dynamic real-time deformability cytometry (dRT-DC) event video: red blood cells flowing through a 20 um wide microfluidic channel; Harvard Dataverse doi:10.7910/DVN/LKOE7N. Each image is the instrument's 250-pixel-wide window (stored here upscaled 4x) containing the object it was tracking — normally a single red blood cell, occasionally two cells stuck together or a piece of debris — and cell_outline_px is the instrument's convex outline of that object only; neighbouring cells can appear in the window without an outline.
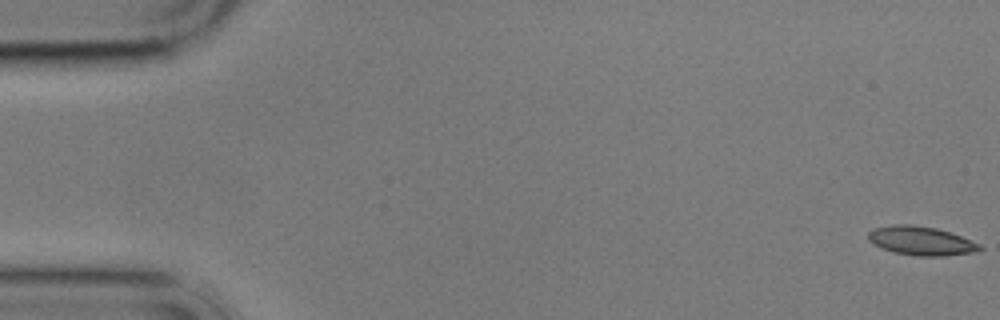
{"species": "common noctule bat (a hibernating species)", "species_latin": "Nyctalus noctula", "temperature_condition": "cold", "stored_images_in_passage": 8, "camera_frame_rate_fps": 3000, "um_per_image_px": 0.085, "animal": {"sex": "male", "body_mass_g": 17.9}, "frame": {"image": 1, "passage_image": 1, "time_ms": 0.0, "image_size_px": [1000, 320], "cell_outline_px": [[984, 248], [972, 252], [944, 256], [916, 256], [892, 252], [880, 248], [872, 244], [868, 240], [868, 232], [872, 228], [892, 224], [912, 224], [936, 228], [960, 236], [980, 244]], "centroid_in_image_um": [78.21, 20.47], "position_along_channel_um": 6.8, "area_um2": 18.9}}
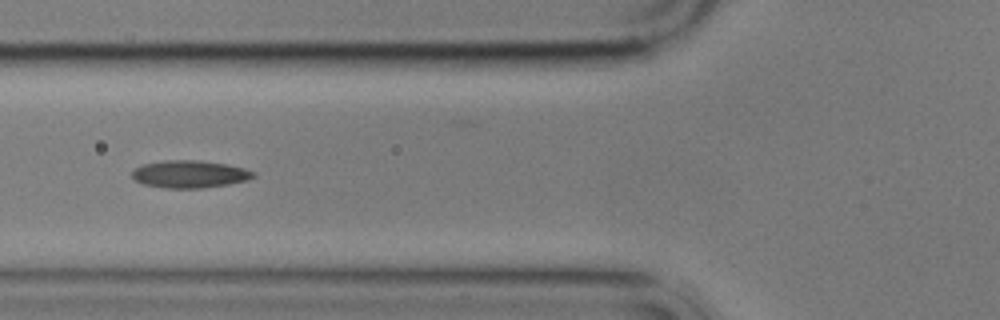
{"frame": {"image": 2, "passage_image": 7, "time_ms": 7.0, "image_size_px": [1000, 320], "cell_outline_px": [[256, 176], [248, 180], [228, 184], [200, 188], [164, 188], [144, 184], [136, 180], [132, 176], [132, 172], [136, 168], [144, 164], [164, 160], [200, 160], [228, 164], [244, 168], [256, 172]], "centroid_in_image_um": [16.17, 14.79], "position_along_channel_um": 109.6, "area_um2": 19.42}}
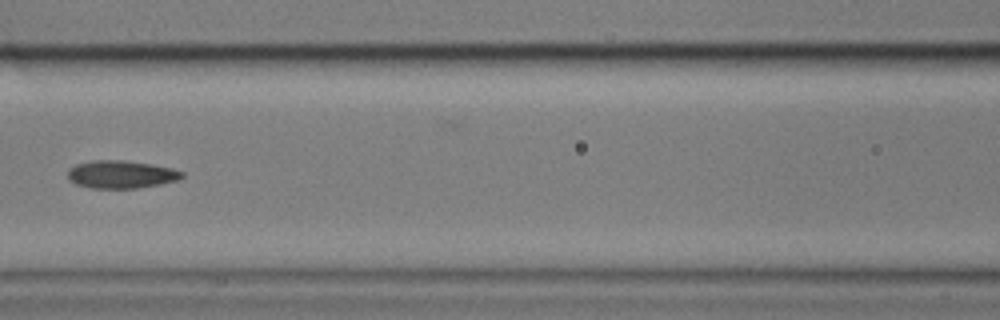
{"frame": {"image": 3, "passage_image": 8, "time_ms": 8.333, "image_size_px": [1000, 320], "cell_outline_px": [[184, 176], [180, 180], [160, 184], [136, 188], [92, 188], [76, 184], [68, 180], [68, 168], [76, 164], [92, 160], [124, 160], [152, 164], [172, 168], [184, 172]], "centroid_in_image_um": [10.3, 14.82], "position_along_channel_um": 156.3, "area_um2": 18.67}}